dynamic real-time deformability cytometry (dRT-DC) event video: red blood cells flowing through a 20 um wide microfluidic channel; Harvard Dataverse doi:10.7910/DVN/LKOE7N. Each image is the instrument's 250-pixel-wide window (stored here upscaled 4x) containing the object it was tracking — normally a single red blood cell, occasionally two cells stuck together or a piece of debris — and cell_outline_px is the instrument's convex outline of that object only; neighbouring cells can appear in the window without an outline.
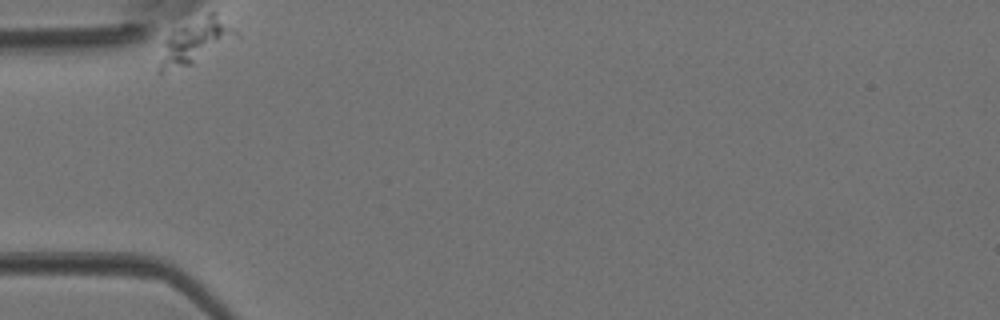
{"species": "Egyptian fruit bat (a non-hibernating species)", "species_latin": "Rousettus aegyptiacus", "temperature_condition": "room temperature", "stored_images_in_passage": 28, "segment_of_instrument_passage": [1, 2], "camera_frame_rate_fps": 3000, "um_per_image_px": 0.085, "animal": {"sex": "female"}, "frame": {"image": 1, "passage_image": 1, "time_ms": 0.0, "image_size_px": [1000, 320], "cell_outline_px": [[240, 36], [192, 64], [164, 72], [160, 72], [160, 64], [164, 40], [168, 32], [172, 28], [208, 12], [216, 12]], "centroid_in_image_um": [16.58, 3.46], "position_along_channel_um": 68.4, "area_um2": 19.71}}
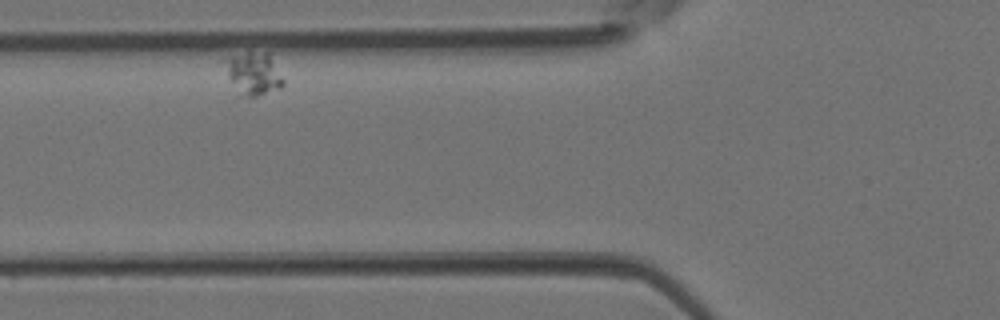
{"frame": {"image": 2, "passage_image": 5, "time_ms": 1.333, "image_size_px": [1000, 320], "cell_outline_px": [[284, 84], [280, 88], [256, 96], [248, 96], [228, 76], [220, 60], [232, 56], [248, 52], [272, 52], [284, 80]], "centroid_in_image_um": [21.61, 6.15], "position_along_channel_um": 104.2, "area_um2": 14.33}}
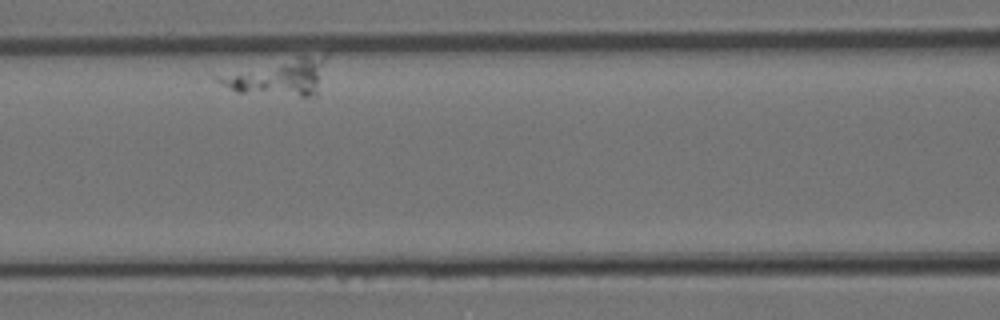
{"frame": {"image": 3, "passage_image": 9, "time_ms": 2.667, "image_size_px": [1000, 320], "cell_outline_px": [[328, 52], [316, 96], [300, 96], [236, 92], [216, 80], [212, 76], [296, 56]], "centroid_in_image_um": [23.72, 6.52], "position_along_channel_um": 142.9, "area_um2": 23.12}}